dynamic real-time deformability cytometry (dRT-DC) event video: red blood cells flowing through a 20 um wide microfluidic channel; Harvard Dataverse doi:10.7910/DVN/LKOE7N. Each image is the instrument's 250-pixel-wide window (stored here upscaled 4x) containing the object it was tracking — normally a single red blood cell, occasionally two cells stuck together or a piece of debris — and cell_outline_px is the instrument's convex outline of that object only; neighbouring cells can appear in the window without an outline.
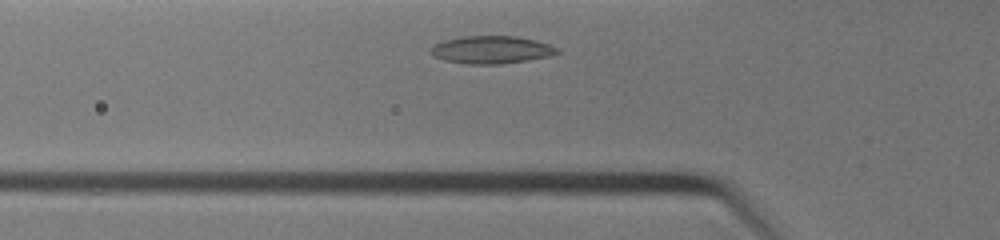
{"species": "common noctule bat (a hibernating species)", "species_latin": "Nyctalus noctula", "temperature_condition": "warm", "stored_images_in_passage": 23, "camera_frame_rate_fps": 3000, "um_per_image_px": 0.085, "animal": {"sex": "female", "body_mass_g": 19.0, "forearm_length_mm": 51.5}, "frame": {"image": 1, "passage_image": 3, "time_ms": 0.667, "image_size_px": [1000, 240], "cell_outline_px": [[560, 52], [548, 56], [528, 60], [500, 64], [464, 64], [444, 60], [436, 56], [432, 52], [432, 48], [436, 44], [444, 40], [460, 36], [516, 36], [536, 40], [548, 44], [556, 48]], "centroid_in_image_um": [41.78, 4.23], "position_along_channel_um": 84.0, "area_um2": 20.17}}
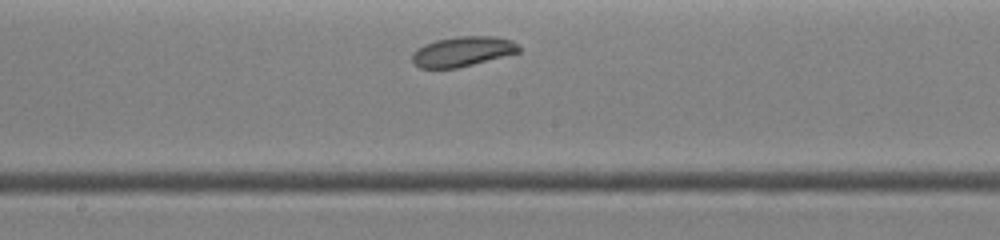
{"frame": {"image": 2, "passage_image": 11, "time_ms": 3.333, "image_size_px": [1000, 240], "cell_outline_px": [[520, 52], [456, 68], [420, 68], [412, 64], [412, 52], [416, 48], [424, 44], [436, 40], [456, 36], [496, 36], [512, 40], [520, 44]], "centroid_in_image_um": [39.3, 4.36], "position_along_channel_um": 208.9, "area_um2": 18.79}}
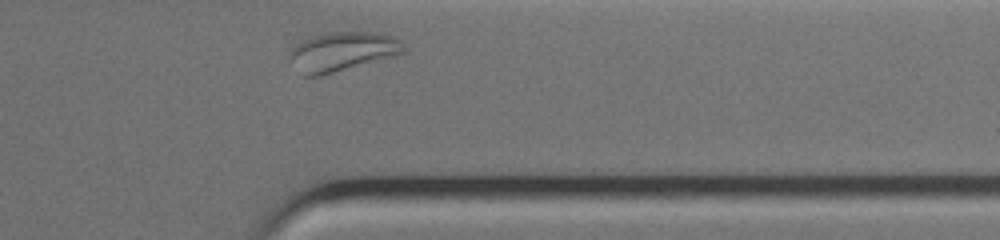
{"frame": {"image": 3, "passage_image": 22, "time_ms": 7.0, "image_size_px": [1000, 240], "cell_outline_px": [[404, 52], [320, 76], [304, 76], [288, 56], [288, 52], [300, 40], [308, 36], [324, 32], [376, 32], [392, 36], [400, 40], [404, 44]], "centroid_in_image_um": [29.03, 4.34], "position_along_channel_um": 382.4, "area_um2": 25.78}, "authors_computed_cell_mechanics": {"area_um2": 19.5364, "velocity_mm_per_s": 4.7002, "shape_relaxation_time_tau1_ms": 4.9507, "shape_relaxation_time_tau2_ms": null, "deformation_change_tau1": 0.1313, "deformation_change_tau2": null}}